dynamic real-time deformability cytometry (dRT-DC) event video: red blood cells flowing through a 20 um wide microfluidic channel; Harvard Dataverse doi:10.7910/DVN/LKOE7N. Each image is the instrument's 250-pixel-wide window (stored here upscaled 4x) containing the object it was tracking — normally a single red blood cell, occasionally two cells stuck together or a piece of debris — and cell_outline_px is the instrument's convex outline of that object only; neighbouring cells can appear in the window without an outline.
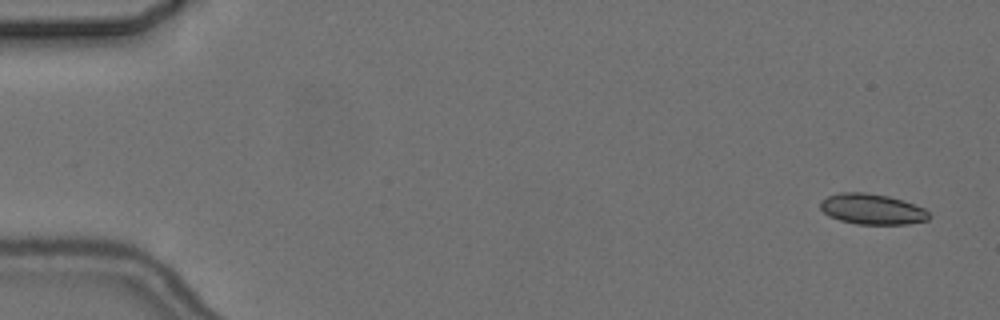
{"species": "common noctule bat (a hibernating species)", "species_latin": "Nyctalus noctula", "temperature_condition": "cold", "stored_images_in_passage": 6, "camera_frame_rate_fps": 3000, "um_per_image_px": 0.085, "animal": {"sex": "female", "body_mass_g": 24.6, "forearm_length_mm": 56.2}, "frame": {"image": 1, "passage_image": 1, "time_ms": 0.0, "image_size_px": [1000, 320], "cell_outline_px": [[932, 216], [928, 220], [908, 224], [856, 224], [840, 220], [828, 216], [820, 208], [820, 200], [828, 196], [840, 192], [864, 192], [888, 196], [924, 208]], "centroid_in_image_um": [74.11, 17.78], "position_along_channel_um": 10.9, "area_um2": 19.36}}
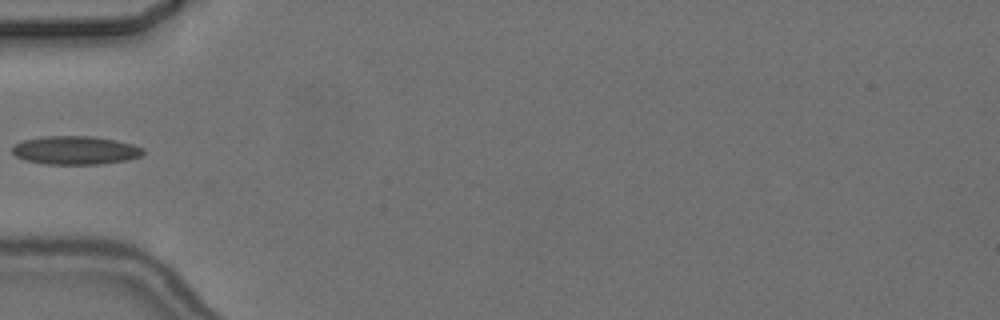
{"frame": {"image": 2, "passage_image": 5, "time_ms": 5.667, "image_size_px": [1000, 320], "cell_outline_px": [[144, 156], [128, 160], [100, 164], [48, 164], [24, 160], [16, 156], [12, 152], [12, 148], [16, 144], [24, 140], [44, 136], [92, 136], [116, 140], [132, 144], [144, 148]], "centroid_in_image_um": [6.45, 12.77], "position_along_channel_um": 78.5, "area_um2": 21.79}}
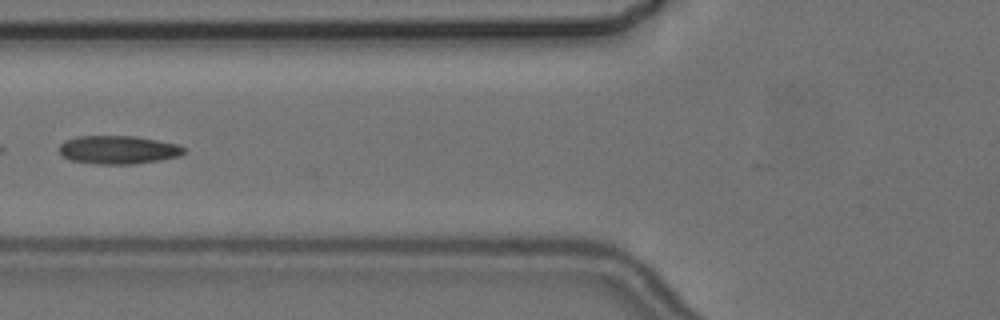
{"frame": {"image": 3, "passage_image": 6, "time_ms": 6.667, "image_size_px": [1000, 320], "cell_outline_px": [[184, 152], [180, 156], [160, 160], [136, 164], [96, 164], [72, 160], [64, 156], [60, 152], [60, 144], [64, 140], [76, 136], [136, 136], [176, 144], [184, 148]], "centroid_in_image_um": [10.04, 12.73], "position_along_channel_um": 115.8, "area_um2": 20.52}}